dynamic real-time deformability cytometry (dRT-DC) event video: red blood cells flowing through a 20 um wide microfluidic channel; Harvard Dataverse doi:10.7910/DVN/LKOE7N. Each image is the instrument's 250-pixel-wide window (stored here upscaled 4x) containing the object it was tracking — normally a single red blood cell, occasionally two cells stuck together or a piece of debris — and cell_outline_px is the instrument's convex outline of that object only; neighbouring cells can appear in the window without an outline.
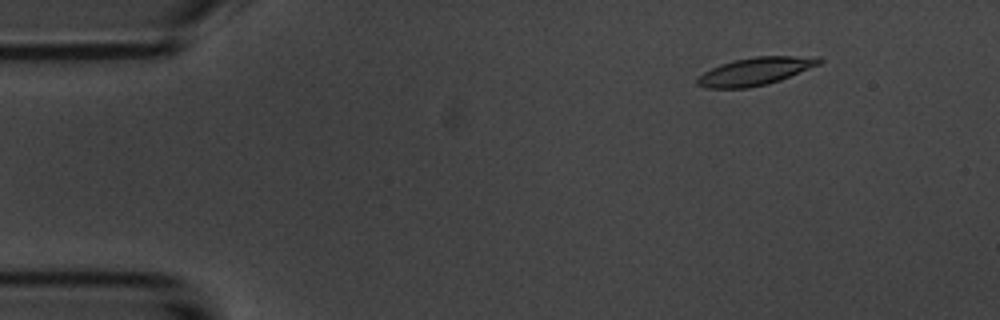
{"species": "common noctule bat (a hibernating species)", "species_latin": "Nyctalus noctula", "temperature_condition": "room temperature", "stored_images_in_passage": 6, "camera_frame_rate_fps": 3000, "um_per_image_px": 0.085, "animal": {"sex": "male", "body_mass_g": 20.1, "forearm_length_mm": 53.5}, "frame": {"image": 1, "passage_image": 2, "time_ms": 2.0, "image_size_px": [1000, 320], "cell_outline_px": [[824, 60], [820, 64], [780, 80], [768, 84], [748, 88], [704, 88], [696, 84], [696, 80], [704, 72], [720, 64], [736, 60], [756, 56], [820, 56]], "centroid_in_image_um": [64.23, 6.06], "position_along_channel_um": 20.8, "area_um2": 19.71}}
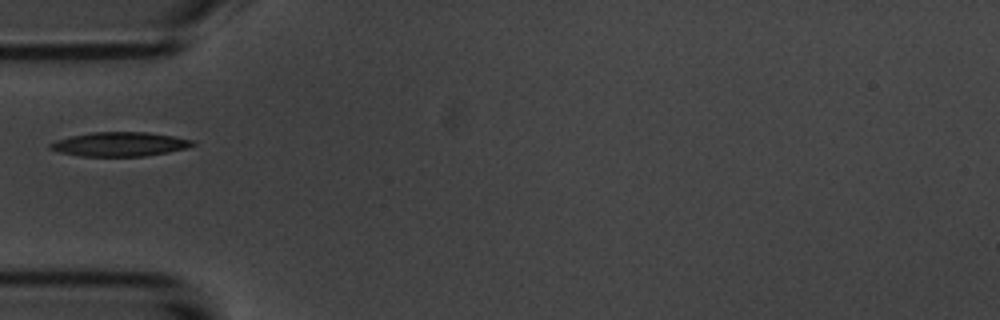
{"frame": {"image": 2, "passage_image": 5, "time_ms": 5.667, "image_size_px": [1000, 320], "cell_outline_px": [[196, 144], [188, 148], [168, 152], [144, 156], [80, 156], [60, 152], [48, 148], [48, 144], [56, 140], [72, 136], [92, 132], [148, 132], [196, 140]], "centroid_in_image_um": [10.21, 12.25], "position_along_channel_um": 74.8, "area_um2": 20.11}}